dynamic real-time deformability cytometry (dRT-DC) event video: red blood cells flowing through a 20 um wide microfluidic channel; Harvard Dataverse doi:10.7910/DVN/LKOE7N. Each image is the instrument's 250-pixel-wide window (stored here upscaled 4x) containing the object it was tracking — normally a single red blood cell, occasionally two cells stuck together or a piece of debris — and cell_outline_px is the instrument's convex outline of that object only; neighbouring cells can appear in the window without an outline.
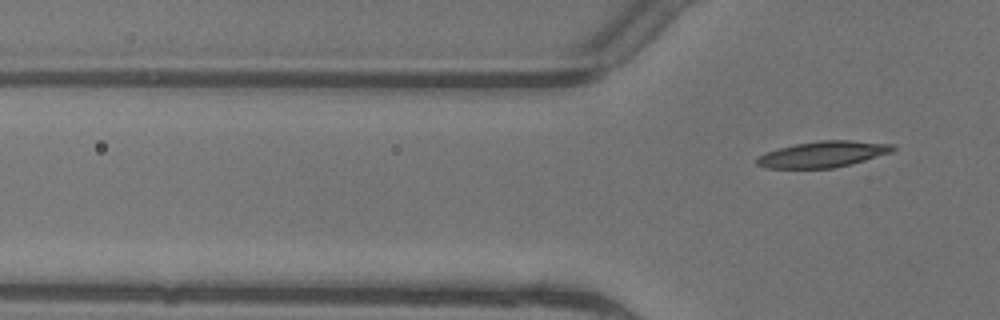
{"species": "common noctule bat (a hibernating species)", "species_latin": "Nyctalus noctula", "temperature_condition": "warm", "stored_images_in_passage": 6, "camera_frame_rate_fps": 3000, "um_per_image_px": 0.085, "animal": {"sex": "female"}, "frame": {"image": 1, "passage_image": 6, "time_ms": 1.667, "image_size_px": [1000, 320], "cell_outline_px": [[896, 148], [892, 152], [852, 164], [832, 168], [764, 168], [756, 164], [756, 156], [780, 148], [796, 144], [820, 140], [848, 140], [896, 144]], "centroid_in_image_um": [69.98, 13.11], "position_along_channel_um": 55.8, "area_um2": 20.69}}